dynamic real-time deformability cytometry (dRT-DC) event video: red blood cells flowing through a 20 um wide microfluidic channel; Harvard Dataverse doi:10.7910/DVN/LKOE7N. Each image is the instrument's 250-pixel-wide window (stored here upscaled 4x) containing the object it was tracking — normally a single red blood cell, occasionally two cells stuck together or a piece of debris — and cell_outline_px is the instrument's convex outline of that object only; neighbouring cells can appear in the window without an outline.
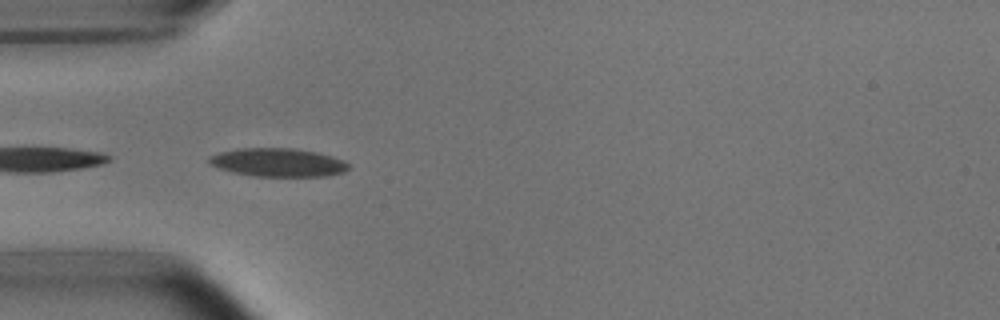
{"species": "common noctule bat (a hibernating species)", "species_latin": "Nyctalus noctula", "temperature_condition": "room temperature", "stored_images_in_passage": 19, "camera_frame_rate_fps": 3000, "um_per_image_px": 0.085, "animal": {"sex": "male", "body_mass_g": 15.6}, "frame": {"image": 1, "passage_image": 16, "time_ms": 5.0, "image_size_px": [1000, 320], "cell_outline_px": [[348, 168], [344, 172], [328, 176], [252, 176], [232, 172], [220, 168], [212, 164], [208, 160], [208, 156], [220, 152], [236, 148], [292, 148], [316, 152], [332, 156], [344, 160], [348, 164]], "centroid_in_image_um": [23.63, 13.8], "position_along_channel_um": 61.4, "area_um2": 23.06}}